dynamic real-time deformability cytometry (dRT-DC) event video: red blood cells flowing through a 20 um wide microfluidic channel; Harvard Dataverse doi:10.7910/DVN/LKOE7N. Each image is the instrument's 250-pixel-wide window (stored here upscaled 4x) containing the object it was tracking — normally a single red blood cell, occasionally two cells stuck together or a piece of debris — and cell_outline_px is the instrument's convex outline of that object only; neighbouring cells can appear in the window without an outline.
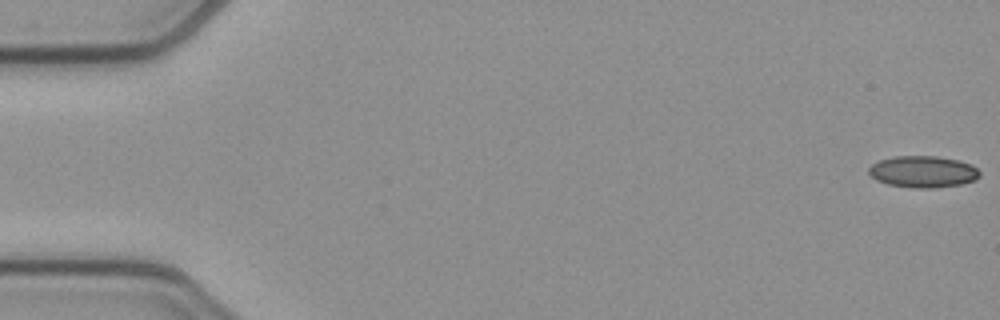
{"species": "common noctule bat (a hibernating species)", "species_latin": "Nyctalus noctula", "temperature_condition": "cold", "stored_images_in_passage": 53, "camera_frame_rate_fps": 3000, "um_per_image_px": 0.085, "animal": {"sex": "female", "body_mass_g": 21.9}, "frame": {"image": 1, "passage_image": 1, "time_ms": 0.0, "image_size_px": [1000, 320], "cell_outline_px": [[980, 176], [976, 180], [960, 184], [932, 188], [912, 188], [888, 184], [876, 180], [868, 172], [868, 168], [872, 164], [880, 160], [892, 156], [936, 156], [956, 160], [972, 164], [980, 172]], "centroid_in_image_um": [78.45, 14.59], "position_along_channel_um": 6.6, "area_um2": 20.46}}
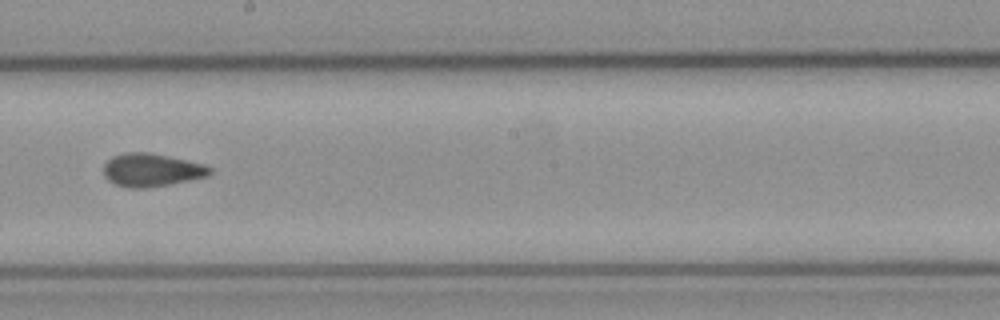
{"frame": {"image": 2, "passage_image": 30, "time_ms": 9.667, "image_size_px": [1000, 320], "cell_outline_px": [[212, 172], [208, 176], [168, 184], [144, 188], [128, 188], [116, 184], [108, 180], [104, 176], [104, 164], [112, 156], [124, 152], [148, 152], [204, 164], [212, 168]], "centroid_in_image_um": [12.86, 14.44], "position_along_channel_um": 235.3, "area_um2": 20.35}}
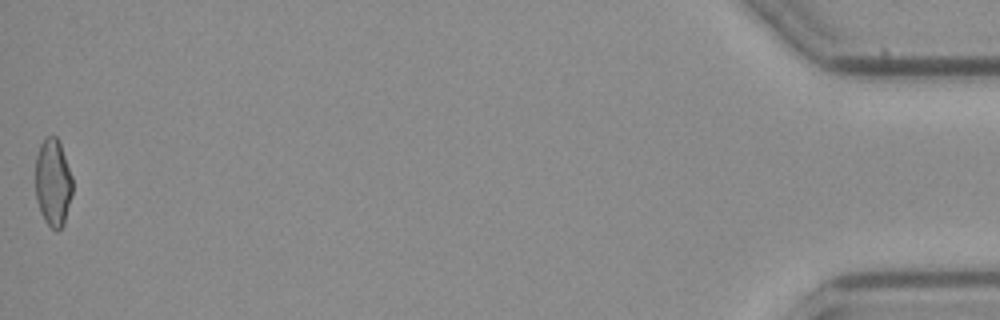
{"frame": {"image": 3, "passage_image": 53, "time_ms": 17.333, "image_size_px": [1000, 320], "cell_outline_px": [[72, 192], [64, 224], [56, 232], [44, 220], [40, 212], [36, 200], [36, 156], [40, 144], [44, 136], [56, 136], [60, 144], [72, 176]], "centroid_in_image_um": [4.49, 15.52], "position_along_channel_um": 430.7, "area_um2": 18.9}, "authors_computed_cell_mechanics": {"area_um2": 20.0566, "velocity_mm_per_s": 3.8929, "shape_relaxation_time_tau1_ms": null, "shape_relaxation_time_tau2_ms": 3.0268, "deformation_change_tau1": null, "deformation_change_tau2": 0.0841}}